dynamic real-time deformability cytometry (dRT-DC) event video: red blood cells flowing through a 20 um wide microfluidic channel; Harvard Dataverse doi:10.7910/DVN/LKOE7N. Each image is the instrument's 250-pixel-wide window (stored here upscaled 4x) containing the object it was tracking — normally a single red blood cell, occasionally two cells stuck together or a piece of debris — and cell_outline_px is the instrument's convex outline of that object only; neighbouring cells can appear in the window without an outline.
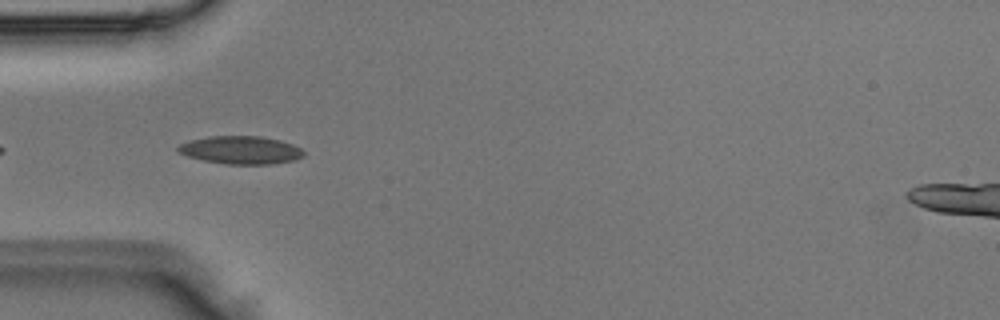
{"species": "Egyptian fruit bat (a non-hibernating species)", "species_latin": "Rousettus aegyptiacus", "temperature_condition": "room temperature", "stored_images_in_passage": 7, "camera_frame_rate_fps": 3000, "um_per_image_px": 0.085, "animal": {"sex": "male"}, "frame": {"image": 1, "passage_image": 4, "time_ms": 1.0, "image_size_px": [1000, 320], "cell_outline_px": [[304, 156], [296, 160], [272, 164], [228, 164], [204, 160], [188, 156], [176, 152], [176, 148], [180, 144], [188, 140], [208, 136], [260, 136], [280, 140], [292, 144], [300, 148], [304, 152]], "centroid_in_image_um": [20.45, 12.75], "position_along_channel_um": 64.5, "area_um2": 20.58}}
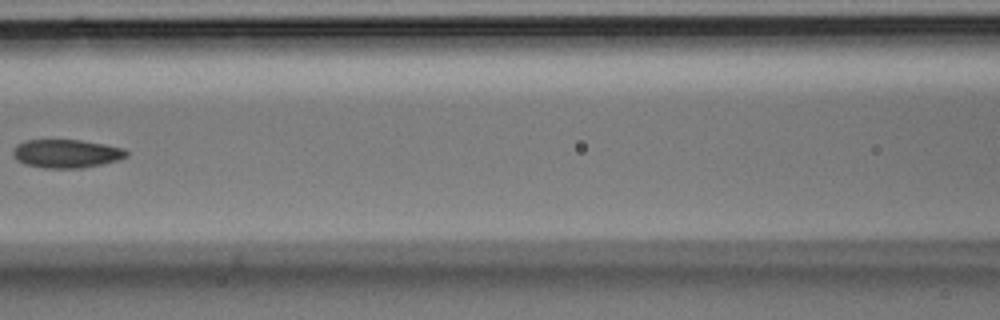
{"frame": {"image": 2, "passage_image": 6, "time_ms": 1.667, "image_size_px": [1000, 320], "cell_outline_px": [[128, 156], [116, 160], [100, 164], [80, 168], [44, 168], [24, 164], [16, 160], [12, 152], [16, 144], [28, 140], [80, 140], [104, 144], [124, 148], [128, 152]], "centroid_in_image_um": [5.62, 13.05], "position_along_channel_um": 161.0, "area_um2": 18.73}}
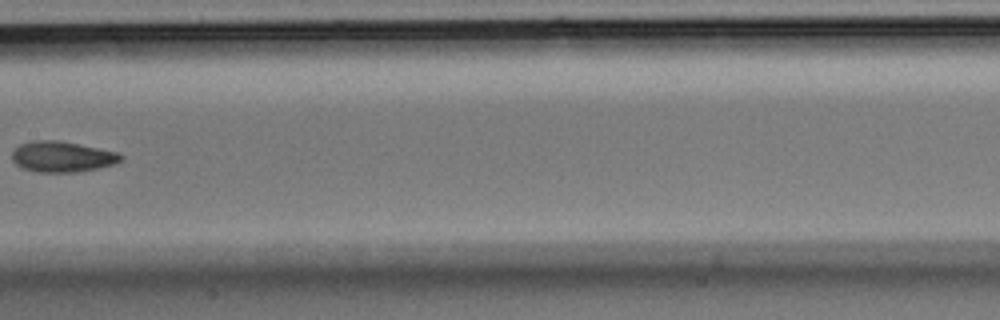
{"frame": {"image": 3, "passage_image": 7, "time_ms": 2.0, "image_size_px": [1000, 320], "cell_outline_px": [[124, 160], [112, 164], [96, 168], [76, 172], [40, 172], [24, 168], [16, 164], [12, 160], [12, 152], [20, 144], [32, 140], [60, 140], [120, 152], [124, 156]], "centroid_in_image_um": [5.31, 13.3], "position_along_channel_um": 202.1, "area_um2": 19.54}}